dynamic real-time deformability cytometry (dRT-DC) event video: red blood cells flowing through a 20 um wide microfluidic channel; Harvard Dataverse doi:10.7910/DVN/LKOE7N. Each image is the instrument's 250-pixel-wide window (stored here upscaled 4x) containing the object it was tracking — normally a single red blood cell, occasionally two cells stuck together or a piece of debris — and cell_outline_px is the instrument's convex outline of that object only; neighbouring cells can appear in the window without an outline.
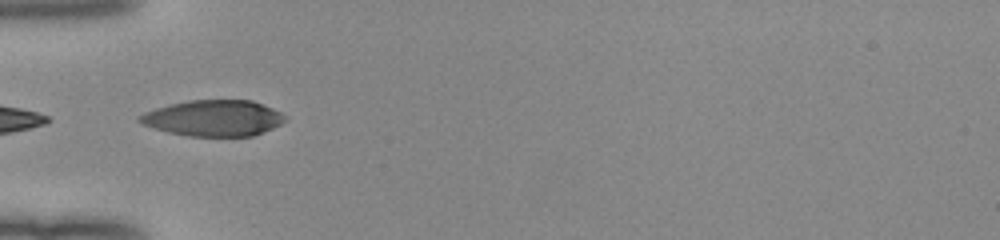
{"species": "human", "species_latin": "Homo sapiens", "temperature_condition": "room temperature", "stored_images_in_passage": 9, "camera_frame_rate_fps": 3000, "um_per_image_px": 0.085, "donor": {"sex": "female"}, "frame": {"image": 1, "passage_image": 1, "time_ms": 0.0, "image_size_px": [1000, 240], "cell_outline_px": [[288, 120], [264, 132], [252, 136], [188, 136], [168, 132], [144, 124], [136, 120], [136, 116], [144, 112], [156, 108], [188, 100], [252, 100], [272, 108], [288, 116]], "centroid_in_image_um": [18.17, 10.04], "position_along_channel_um": 66.8, "area_um2": 30.58}}
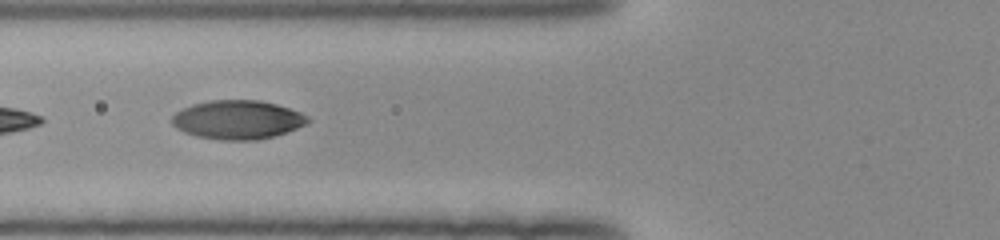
{"frame": {"image": 2, "passage_image": 4, "time_ms": 1.0, "image_size_px": [1000, 240], "cell_outline_px": [[312, 120], [308, 124], [272, 136], [256, 140], [220, 140], [196, 136], [184, 132], [176, 128], [172, 124], [172, 116], [176, 112], [192, 104], [212, 100], [260, 100], [276, 104], [300, 112], [308, 116]], "centroid_in_image_um": [20.2, 10.17], "position_along_channel_um": 105.6, "area_um2": 30.69}}
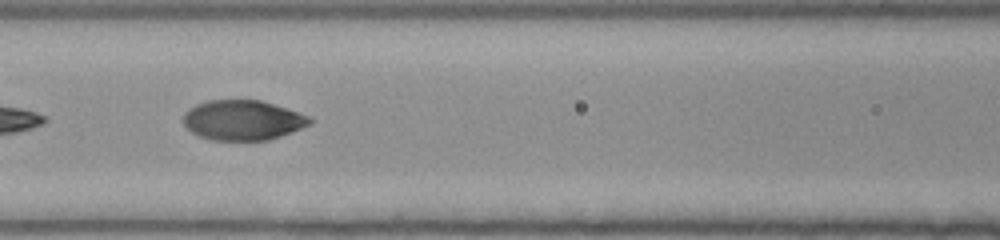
{"frame": {"image": 3, "passage_image": 7, "time_ms": 2.0, "image_size_px": [1000, 240], "cell_outline_px": [[316, 120], [312, 124], [280, 136], [268, 140], [212, 140], [200, 136], [192, 132], [184, 124], [184, 112], [188, 108], [196, 104], [208, 100], [260, 100], [300, 112]], "centroid_in_image_um": [20.66, 10.21], "position_along_channel_um": 145.9, "area_um2": 29.54}}